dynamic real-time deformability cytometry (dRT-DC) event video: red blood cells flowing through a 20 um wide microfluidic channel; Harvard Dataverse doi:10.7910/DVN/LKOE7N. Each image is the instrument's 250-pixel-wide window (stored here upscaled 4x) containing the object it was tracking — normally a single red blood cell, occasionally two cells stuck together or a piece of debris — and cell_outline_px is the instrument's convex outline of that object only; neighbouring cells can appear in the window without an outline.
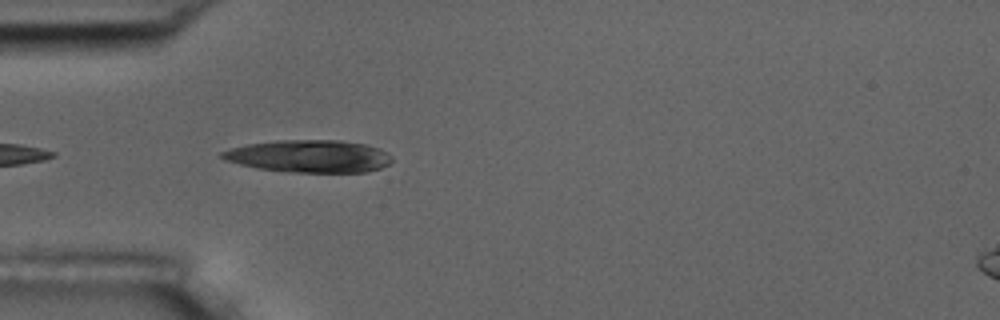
{"species": "common noctule bat (a hibernating species)", "species_latin": "Nyctalus noctula", "temperature_condition": "room temperature", "stored_images_in_passage": 4, "camera_frame_rate_fps": 3000, "um_per_image_px": 0.085, "animal": {"sex": "male", "body_mass_g": 17.5, "forearm_length_mm": 52.3}, "frame": {"image": 1, "passage_image": 4, "time_ms": 1.0, "image_size_px": [1000, 320], "cell_outline_px": [[392, 160], [388, 164], [380, 168], [368, 172], [288, 172], [256, 168], [224, 160], [220, 156], [220, 152], [228, 148], [248, 144], [276, 140], [340, 140], [364, 144], [380, 148], [388, 152], [392, 156]], "centroid_in_image_um": [26.27, 13.27], "position_along_channel_um": 58.7, "area_um2": 32.37}}